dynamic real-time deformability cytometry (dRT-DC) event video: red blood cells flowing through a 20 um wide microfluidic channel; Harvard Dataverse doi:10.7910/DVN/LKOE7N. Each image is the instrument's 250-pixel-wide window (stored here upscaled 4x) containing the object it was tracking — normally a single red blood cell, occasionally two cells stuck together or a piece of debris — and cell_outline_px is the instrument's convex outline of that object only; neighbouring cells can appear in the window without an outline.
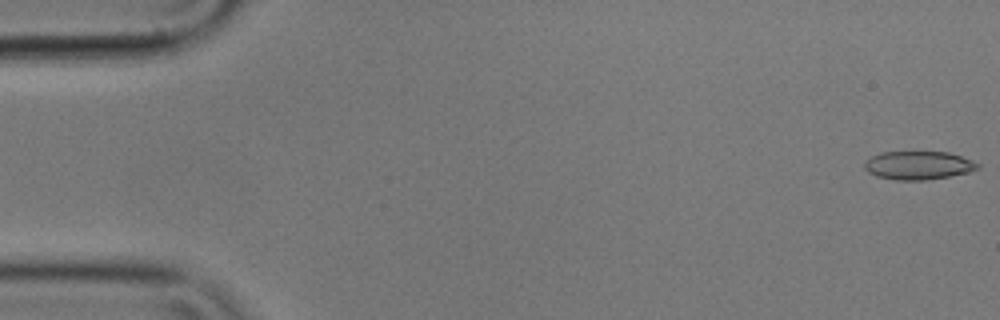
{"species": "common noctule bat (a hibernating species)", "species_latin": "Nyctalus noctula", "temperature_condition": "cold", "stored_images_in_passage": 56, "camera_frame_rate_fps": 3000, "um_per_image_px": 0.085, "animal": {"sex": "male", "body_mass_g": 17.9}, "frame": {"image": 1, "passage_image": 1, "time_ms": 0.0, "image_size_px": [1000, 320], "cell_outline_px": [[980, 168], [968, 172], [948, 176], [924, 180], [896, 180], [876, 176], [868, 172], [864, 168], [864, 160], [880, 152], [948, 152], [972, 160], [980, 164]], "centroid_in_image_um": [78.03, 14.05], "position_along_channel_um": 7.0, "area_um2": 18.73}}
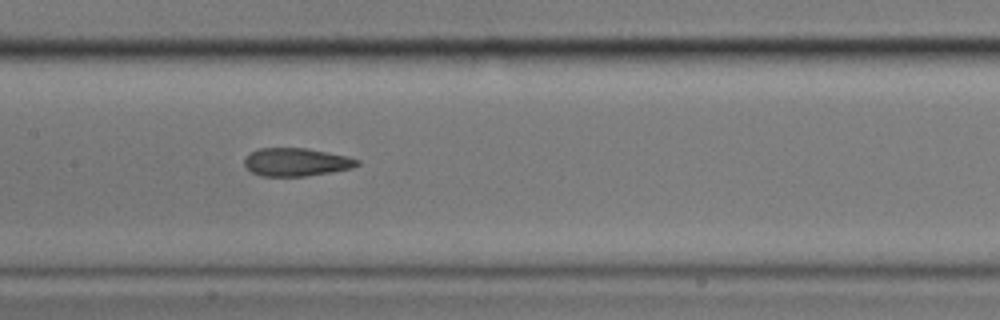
{"frame": {"image": 2, "passage_image": 27, "time_ms": 8.667, "image_size_px": [1000, 320], "cell_outline_px": [[360, 164], [352, 168], [332, 172], [304, 176], [260, 176], [252, 172], [244, 164], [244, 160], [248, 152], [260, 148], [308, 148], [348, 156], [360, 160]], "centroid_in_image_um": [25.19, 13.77], "position_along_channel_um": 182.2, "area_um2": 18.61}}
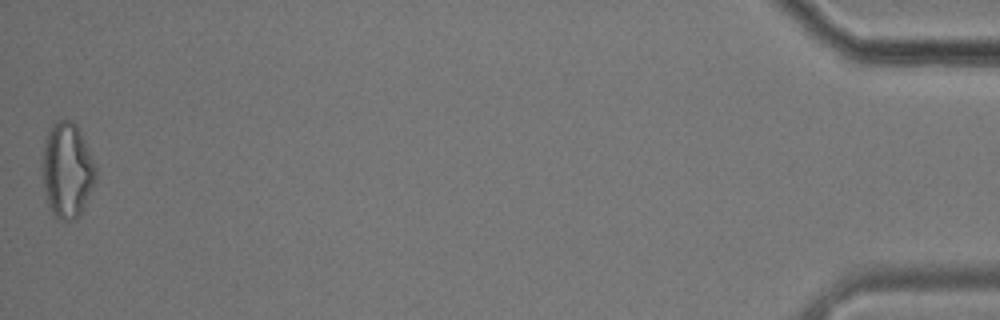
{"frame": {"image": 3, "passage_image": 56, "time_ms": 18.333, "image_size_px": [1000, 320], "cell_outline_px": [[96, 180], [84, 208], [80, 216], [76, 220], [60, 220], [48, 208], [40, 168], [40, 160], [44, 140], [48, 128], [56, 120], [72, 120], [76, 124], [84, 140], [96, 168]], "centroid_in_image_um": [5.66, 14.47], "position_along_channel_um": 429.5, "area_um2": 30.35}, "authors_computed_cell_mechanics": {"area_um2": 19.5364, "velocity_mm_per_s": 3.5412, "shape_relaxation_time_tau1_ms": 8.1952, "shape_relaxation_time_tau2_ms": 1.9499, "deformation_change_tau1": 0.2011, "deformation_change_tau2": 0.1055}}